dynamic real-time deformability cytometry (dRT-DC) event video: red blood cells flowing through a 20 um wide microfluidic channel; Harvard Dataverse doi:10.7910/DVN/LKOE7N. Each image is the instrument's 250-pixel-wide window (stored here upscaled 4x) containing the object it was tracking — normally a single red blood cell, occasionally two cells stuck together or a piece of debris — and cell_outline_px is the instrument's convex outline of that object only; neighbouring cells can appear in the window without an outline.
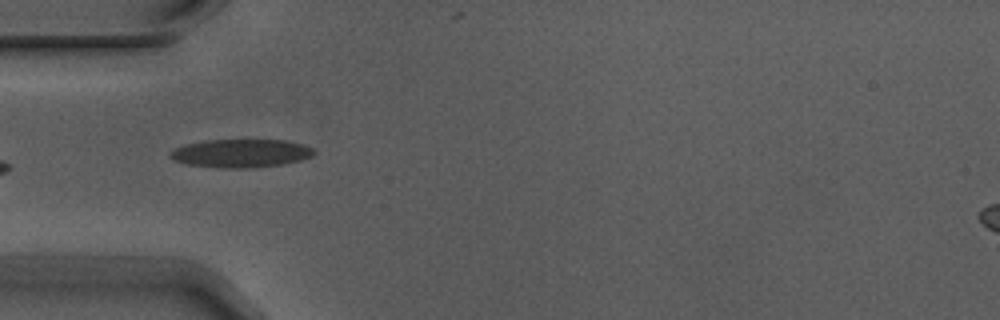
{"species": "Egyptian fruit bat (a non-hibernating species)", "species_latin": "Rousettus aegyptiacus", "temperature_condition": "warm", "stored_images_in_passage": 6, "camera_frame_rate_fps": 3000, "um_per_image_px": 0.085, "animal": {"sex": "male"}, "frame": {"image": 1, "passage_image": 4, "time_ms": 1.0, "image_size_px": [1000, 320], "cell_outline_px": [[316, 152], [312, 156], [300, 160], [284, 164], [252, 168], [220, 168], [184, 164], [172, 160], [168, 156], [168, 152], [176, 148], [188, 144], [208, 140], [284, 140], [304, 144], [312, 148]], "centroid_in_image_um": [20.46, 13.04], "position_along_channel_um": 64.5, "area_um2": 23.87}}
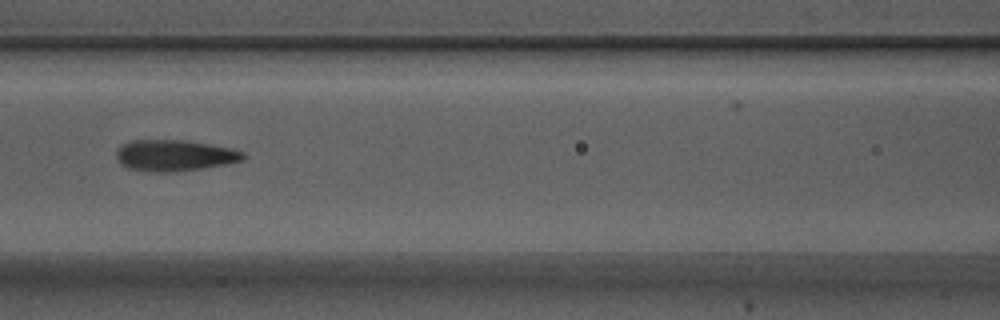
{"frame": {"image": 2, "passage_image": 6, "time_ms": 1.667, "image_size_px": [1000, 320], "cell_outline_px": [[244, 160], [228, 164], [204, 168], [176, 172], [144, 172], [128, 168], [120, 164], [116, 160], [116, 152], [120, 144], [132, 140], [188, 140], [228, 148], [244, 152]], "centroid_in_image_um": [14.78, 13.22], "position_along_channel_um": 151.8, "area_um2": 23.41}}